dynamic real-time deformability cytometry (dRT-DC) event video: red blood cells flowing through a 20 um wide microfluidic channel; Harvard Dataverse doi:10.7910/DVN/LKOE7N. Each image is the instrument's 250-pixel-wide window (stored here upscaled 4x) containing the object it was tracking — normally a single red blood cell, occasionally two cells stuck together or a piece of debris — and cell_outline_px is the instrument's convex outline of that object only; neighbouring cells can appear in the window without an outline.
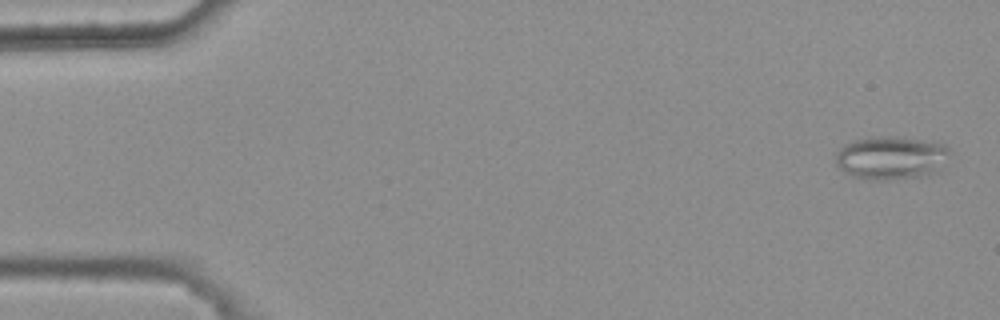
{"species": "common noctule bat (a hibernating species)", "species_latin": "Nyctalus noctula", "temperature_condition": "warm", "stored_images_in_passage": 6, "camera_frame_rate_fps": 3000, "um_per_image_px": 0.085, "animal": {"sex": "female", "body_mass_g": 25.1}, "frame": {"image": 1, "passage_image": 1, "time_ms": 0.0, "image_size_px": [1000, 320], "cell_outline_px": [[948, 152], [936, 172], [928, 176], [888, 180], [868, 180], [852, 176], [840, 168], [836, 164], [836, 152], [844, 144], [852, 140], [868, 136], [904, 136], [944, 144], [948, 148]], "centroid_in_image_um": [75.69, 13.4], "position_along_channel_um": 9.3, "area_um2": 29.07}}